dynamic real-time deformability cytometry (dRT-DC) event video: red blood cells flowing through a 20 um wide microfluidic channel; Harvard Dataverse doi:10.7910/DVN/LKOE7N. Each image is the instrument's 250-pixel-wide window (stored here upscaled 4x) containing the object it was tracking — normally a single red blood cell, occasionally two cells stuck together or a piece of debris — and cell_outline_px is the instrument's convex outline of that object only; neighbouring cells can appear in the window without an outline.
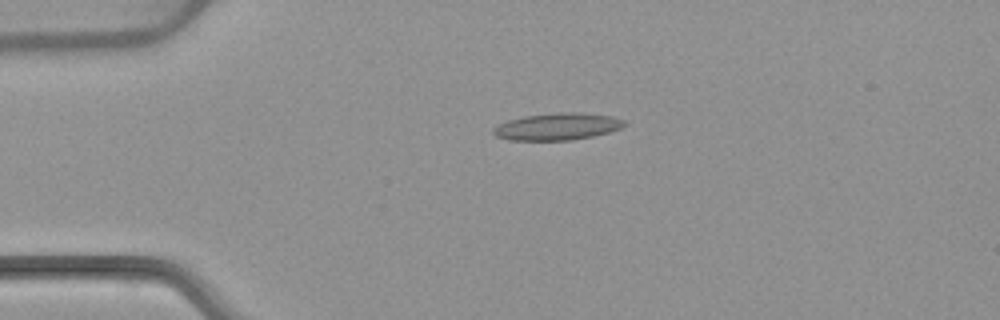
{"species": "common noctule bat (a hibernating species)", "species_latin": "Nyctalus noctula", "temperature_condition": "warm", "stored_images_in_passage": 3, "camera_frame_rate_fps": 3000, "um_per_image_px": 0.085, "animal": {"sex": "female", "body_mass_g": 22.7, "forearm_length_mm": 54.2}, "frame": {"image": 1, "passage_image": 3, "time_ms": 2.667, "image_size_px": [1000, 320], "cell_outline_px": [[628, 124], [620, 128], [608, 132], [592, 136], [572, 140], [508, 140], [496, 136], [492, 132], [492, 128], [496, 124], [508, 120], [524, 116], [556, 112], [576, 112], [612, 116], [624, 120]], "centroid_in_image_um": [47.34, 10.75], "position_along_channel_um": 37.7, "area_um2": 20.75}}